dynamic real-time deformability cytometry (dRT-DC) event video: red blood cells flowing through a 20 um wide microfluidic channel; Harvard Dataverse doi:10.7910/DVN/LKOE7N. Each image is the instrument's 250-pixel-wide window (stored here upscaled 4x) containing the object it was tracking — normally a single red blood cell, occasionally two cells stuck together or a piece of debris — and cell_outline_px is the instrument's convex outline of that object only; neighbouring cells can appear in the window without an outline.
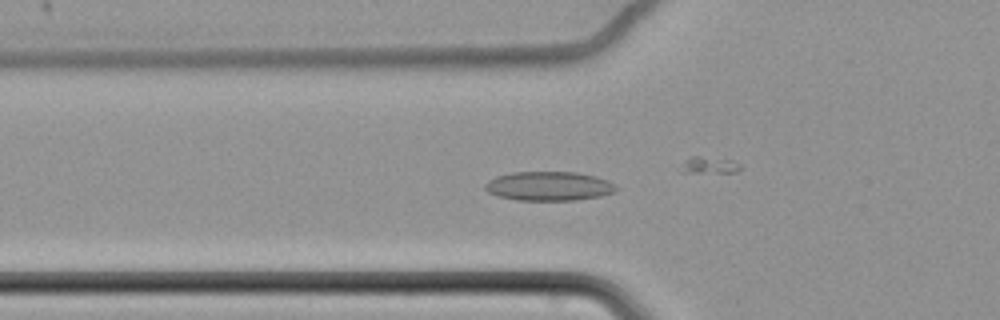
{"species": "common noctule bat (a hibernating species)", "species_latin": "Nyctalus noctula", "temperature_condition": "cold", "stored_images_in_passage": 53, "camera_frame_rate_fps": 3000, "um_per_image_px": 0.085, "animal": {"sex": "female", "body_mass_g": 22.7, "forearm_length_mm": 54.2}, "frame": {"image": 1, "passage_image": 26, "time_ms": 8.333, "image_size_px": [1000, 320], "cell_outline_px": [[620, 188], [616, 192], [600, 196], [576, 200], [516, 200], [496, 196], [488, 192], [484, 188], [484, 184], [488, 180], [496, 176], [512, 172], [576, 172], [596, 176], [608, 180], [616, 184]], "centroid_in_image_um": [46.68, 15.82], "position_along_channel_um": 79.1, "area_um2": 22.6}}
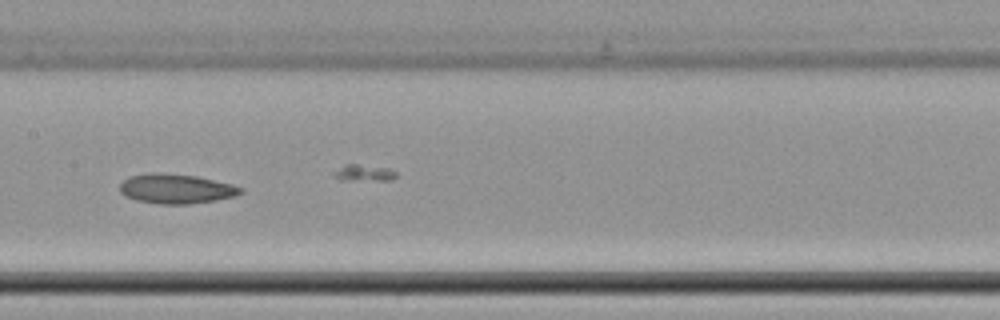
{"frame": {"image": 2, "passage_image": 36, "time_ms": 11.667, "image_size_px": [1000, 320], "cell_outline_px": [[244, 192], [236, 196], [216, 200], [188, 204], [160, 204], [136, 200], [124, 196], [120, 192], [120, 184], [128, 176], [148, 172], [156, 172], [196, 176], [232, 184], [244, 188]], "centroid_in_image_um": [14.96, 16.04], "position_along_channel_um": 192.4, "area_um2": 21.04}}
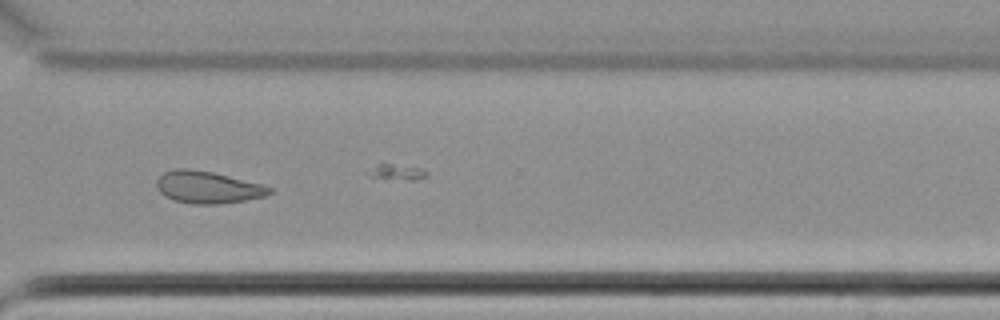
{"frame": {"image": 3, "passage_image": 50, "time_ms": 16.333, "image_size_px": [1000, 320], "cell_outline_px": [[272, 192], [264, 196], [244, 200], [220, 204], [192, 204], [172, 200], [164, 196], [156, 188], [156, 180], [164, 172], [176, 168], [188, 168], [212, 172], [260, 184], [272, 188]], "centroid_in_image_um": [17.59, 15.92], "position_along_channel_um": 353.0, "area_um2": 21.04}}